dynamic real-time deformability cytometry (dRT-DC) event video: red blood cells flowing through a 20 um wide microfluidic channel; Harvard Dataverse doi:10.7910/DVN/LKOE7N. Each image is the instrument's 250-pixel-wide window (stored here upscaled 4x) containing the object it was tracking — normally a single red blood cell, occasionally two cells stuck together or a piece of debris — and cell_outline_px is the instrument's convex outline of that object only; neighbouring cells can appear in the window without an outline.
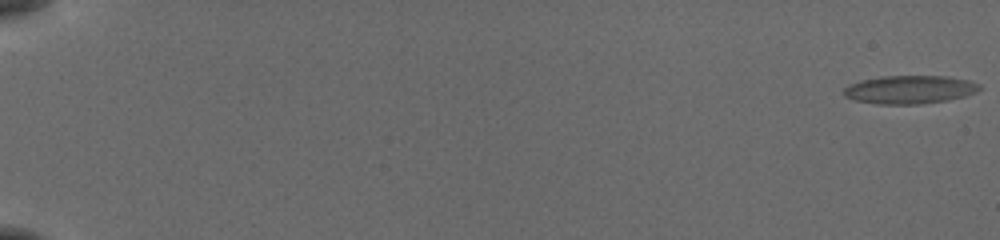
{"species": "common noctule bat (a hibernating species)", "species_latin": "Nyctalus noctula", "temperature_condition": "cold", "stored_images_in_passage": 57, "camera_frame_rate_fps": 3000, "um_per_image_px": 0.085, "animal": {"sex": "female", "body_mass_g": 19.5, "forearm_length_mm": 54.1}, "frame": {"image": 1, "passage_image": 1, "time_ms": 0.0, "image_size_px": [1000, 240], "cell_outline_px": [[984, 88], [976, 92], [964, 96], [948, 100], [920, 104], [876, 104], [856, 100], [844, 96], [844, 88], [848, 84], [860, 80], [880, 76], [948, 76], [968, 80], [980, 84]], "centroid_in_image_um": [77.34, 7.61], "position_along_channel_um": 7.7, "area_um2": 22.54}}
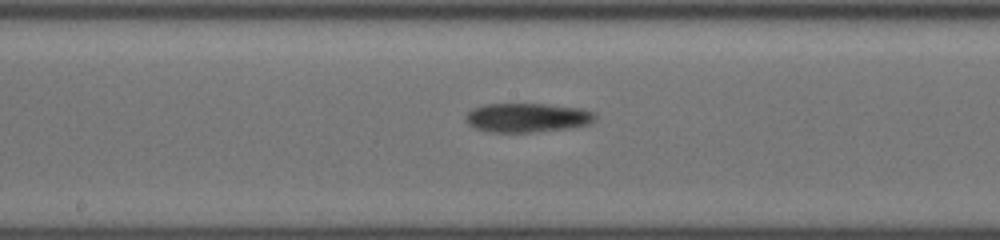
{"frame": {"image": 2, "passage_image": 33, "time_ms": 10.667, "image_size_px": [1000, 240], "cell_outline_px": [[596, 116], [588, 124], [568, 128], [532, 132], [492, 132], [476, 128], [468, 124], [464, 120], [468, 112], [472, 108], [484, 104], [548, 104], [584, 108], [596, 112]], "centroid_in_image_um": [44.82, 9.98], "position_along_channel_um": 203.4, "area_um2": 22.02}}
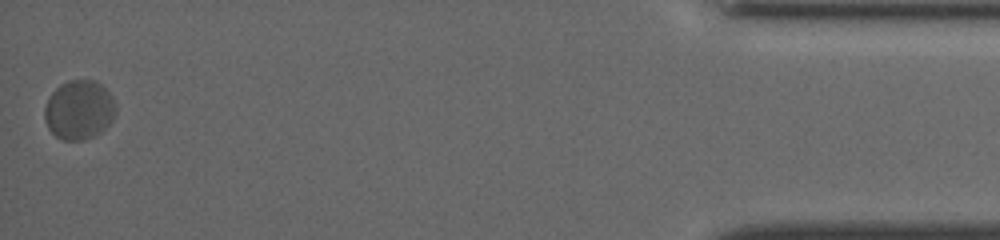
{"frame": {"image": 3, "passage_image": 57, "time_ms": 18.667, "image_size_px": [1000, 240], "cell_outline_px": [[116, 112], [112, 120], [100, 132], [92, 136], [80, 140], [64, 140], [56, 136], [48, 128], [44, 120], [44, 108], [48, 96], [60, 84], [68, 80], [96, 80], [112, 96], [116, 104]], "centroid_in_image_um": [6.7, 9.32], "position_along_channel_um": 428.5, "area_um2": 24.62}, "authors_computed_cell_mechanics": {"area_um2": 21.964, "velocity_mm_per_s": 3.7496, "shape_relaxation_time_tau1_ms": 3.103, "shape_relaxation_time_tau2_ms": 2.2294, "deformation_change_tau1": 0.05, "deformation_change_tau2": 0.0376}}